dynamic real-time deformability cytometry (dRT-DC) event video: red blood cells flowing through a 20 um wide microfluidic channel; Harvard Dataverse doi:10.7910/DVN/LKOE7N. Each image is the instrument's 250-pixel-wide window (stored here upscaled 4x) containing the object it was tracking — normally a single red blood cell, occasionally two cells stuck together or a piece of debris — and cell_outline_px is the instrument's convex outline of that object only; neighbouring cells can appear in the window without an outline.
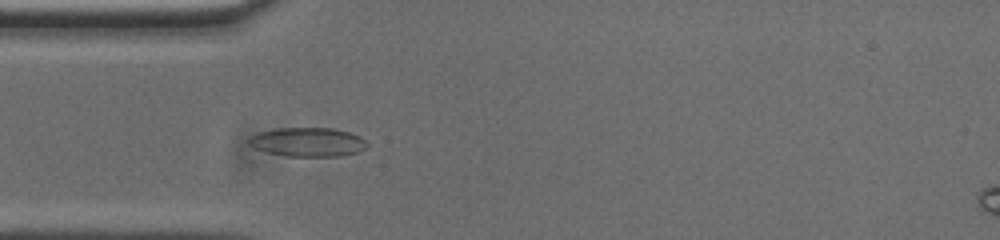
{"species": "common noctule bat (a hibernating species)", "species_latin": "Nyctalus noctula", "temperature_condition": "cold", "stored_images_in_passage": 53, "camera_frame_rate_fps": 3000, "um_per_image_px": 0.085, "animal": {"sex": "male", "body_mass_g": 20.0, "forearm_length_mm": 53.3}, "frame": {"image": 1, "passage_image": 14, "time_ms": 4.333, "image_size_px": [1000, 240], "cell_outline_px": [[368, 144], [364, 148], [356, 152], [340, 156], [288, 156], [268, 152], [256, 148], [248, 144], [248, 140], [252, 136], [260, 132], [280, 128], [332, 128], [348, 132], [364, 140]], "centroid_in_image_um": [26.14, 12.07], "position_along_channel_um": 58.9, "area_um2": 19.54}}
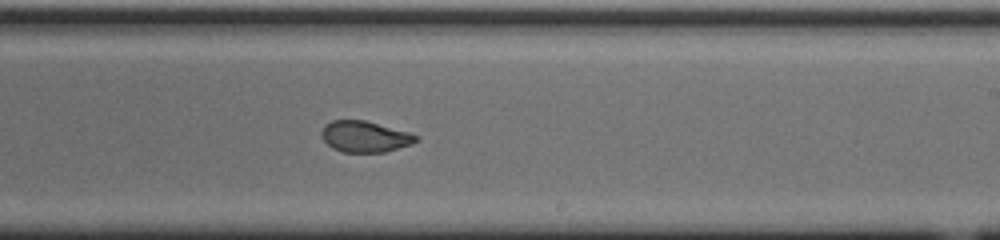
{"frame": {"image": 2, "passage_image": 30, "time_ms": 9.667, "image_size_px": [1000, 240], "cell_outline_px": [[420, 140], [412, 144], [384, 152], [340, 152], [332, 148], [320, 136], [320, 132], [324, 124], [332, 120], [364, 120], [408, 132], [420, 136]], "centroid_in_image_um": [31.0, 11.61], "position_along_channel_um": 258.0, "area_um2": 17.28}}
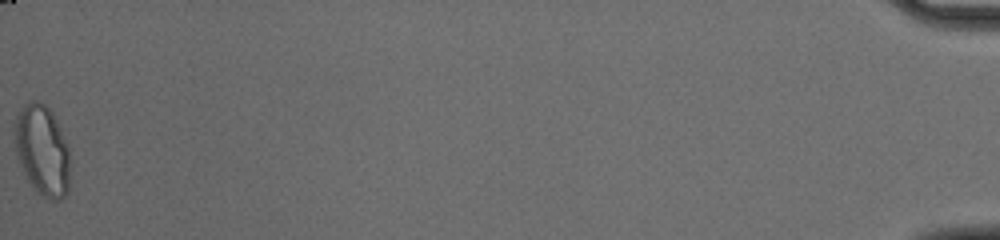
{"frame": {"image": 3, "passage_image": 53, "time_ms": 17.333, "image_size_px": [1000, 240], "cell_outline_px": [[68, 192], [60, 200], [52, 200], [36, 192], [24, 176], [16, 152], [12, 132], [16, 116], [24, 104], [28, 100], [36, 100], [44, 104], [52, 112], [60, 128], [68, 148]], "centroid_in_image_um": [3.54, 12.76], "position_along_channel_um": 431.7, "area_um2": 29.36}, "authors_computed_cell_mechanics": {"area_um2": 18.3804, "velocity_mm_per_s": 3.7346, "shape_relaxation_time_tau1_ms": null, "shape_relaxation_time_tau2_ms": 1.5094, "deformation_change_tau1": null, "deformation_change_tau2": 0.0595}}